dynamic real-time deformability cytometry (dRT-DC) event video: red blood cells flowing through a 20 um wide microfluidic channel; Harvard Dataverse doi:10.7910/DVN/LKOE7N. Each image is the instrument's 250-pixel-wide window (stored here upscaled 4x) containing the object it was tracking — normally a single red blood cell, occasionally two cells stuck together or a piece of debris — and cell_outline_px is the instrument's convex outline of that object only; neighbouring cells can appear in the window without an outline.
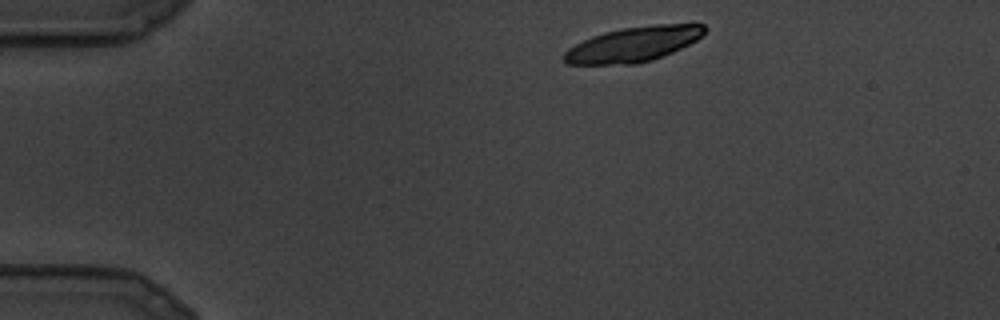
{"species": "common noctule bat (a hibernating species)", "species_latin": "Nyctalus noctula", "temperature_condition": "cold", "stored_images_in_passage": 13, "camera_frame_rate_fps": 3000, "um_per_image_px": 0.085, "animal": {"sex": "male", "body_mass_g": 19.5, "forearm_length_mm": 54.6}, "frame": {"image": 1, "passage_image": 1, "time_ms": 0.0, "image_size_px": [1000, 320], "cell_outline_px": [[708, 28], [696, 40], [672, 52], [652, 60], [636, 64], [564, 64], [564, 52], [568, 48], [592, 36], [604, 32], [620, 28], [656, 24], [704, 24]], "centroid_in_image_um": [53.82, 3.76], "position_along_channel_um": 31.2, "area_um2": 28.5}}